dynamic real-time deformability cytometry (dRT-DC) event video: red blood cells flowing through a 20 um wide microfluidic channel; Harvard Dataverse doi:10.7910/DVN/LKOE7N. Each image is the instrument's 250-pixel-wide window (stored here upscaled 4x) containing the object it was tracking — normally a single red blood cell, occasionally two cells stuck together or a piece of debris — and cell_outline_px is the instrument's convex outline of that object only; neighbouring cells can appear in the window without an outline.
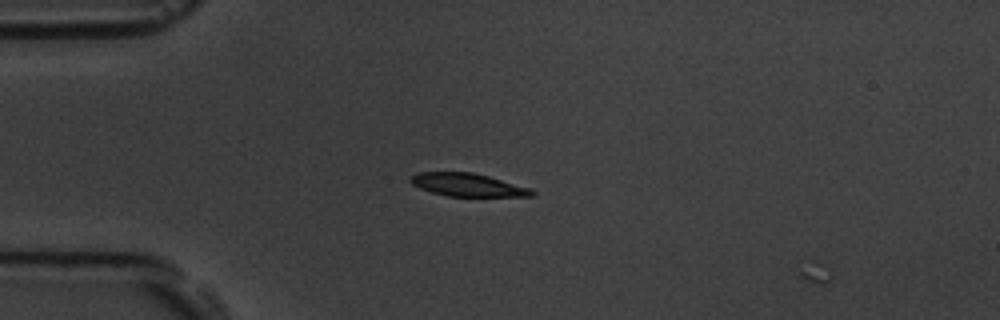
{"species": "common noctule bat (a hibernating species)", "species_latin": "Nyctalus noctula", "temperature_condition": "room temperature", "stored_images_in_passage": 6, "camera_frame_rate_fps": 3000, "um_per_image_px": 0.085, "animal": {"sex": "male", "body_mass_g": 19.5, "forearm_length_mm": 54.6}, "frame": {"image": 1, "passage_image": 5, "time_ms": 1.333, "image_size_px": [1000, 320], "cell_outline_px": [[536, 192], [532, 196], [448, 196], [432, 192], [420, 188], [412, 184], [408, 180], [408, 176], [420, 172], [472, 172], [488, 176], [532, 188]], "centroid_in_image_um": [39.74, 15.71], "position_along_channel_um": 45.3, "area_um2": 16.3}}